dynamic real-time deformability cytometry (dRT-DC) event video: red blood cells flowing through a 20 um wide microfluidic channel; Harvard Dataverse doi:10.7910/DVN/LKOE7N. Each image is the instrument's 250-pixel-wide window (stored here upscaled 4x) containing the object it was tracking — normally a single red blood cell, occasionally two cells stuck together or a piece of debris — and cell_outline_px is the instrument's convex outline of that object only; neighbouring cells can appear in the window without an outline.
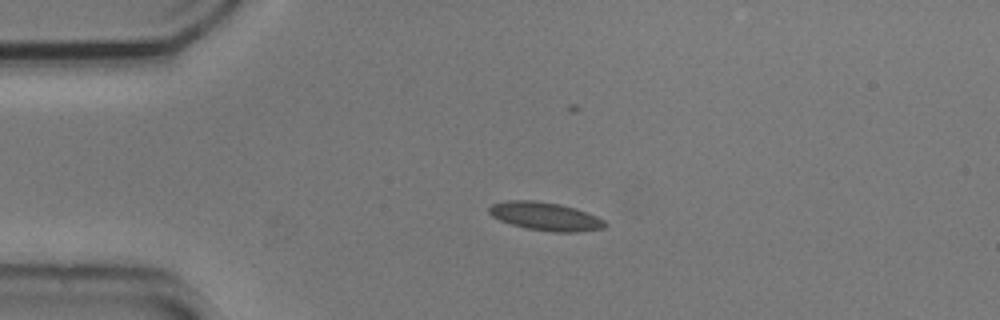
{"species": "common noctule bat (a hibernating species)", "species_latin": "Nyctalus noctula", "temperature_condition": "cold", "stored_images_in_passage": 5, "camera_frame_rate_fps": 3000, "um_per_image_px": 0.085, "animal": {"sex": "male", "body_mass_g": 20.5, "forearm_length_mm": 52.5}, "frame": {"image": 1, "passage_image": 1, "time_ms": 0.0, "image_size_px": [1000, 320], "cell_outline_px": [[608, 224], [604, 228], [576, 232], [556, 232], [528, 228], [512, 224], [500, 220], [492, 216], [488, 212], [488, 208], [492, 204], [508, 200], [536, 200], [560, 204], [576, 208], [596, 216], [604, 220]], "centroid_in_image_um": [46.36, 18.38], "position_along_channel_um": 38.6, "area_um2": 19.02}}